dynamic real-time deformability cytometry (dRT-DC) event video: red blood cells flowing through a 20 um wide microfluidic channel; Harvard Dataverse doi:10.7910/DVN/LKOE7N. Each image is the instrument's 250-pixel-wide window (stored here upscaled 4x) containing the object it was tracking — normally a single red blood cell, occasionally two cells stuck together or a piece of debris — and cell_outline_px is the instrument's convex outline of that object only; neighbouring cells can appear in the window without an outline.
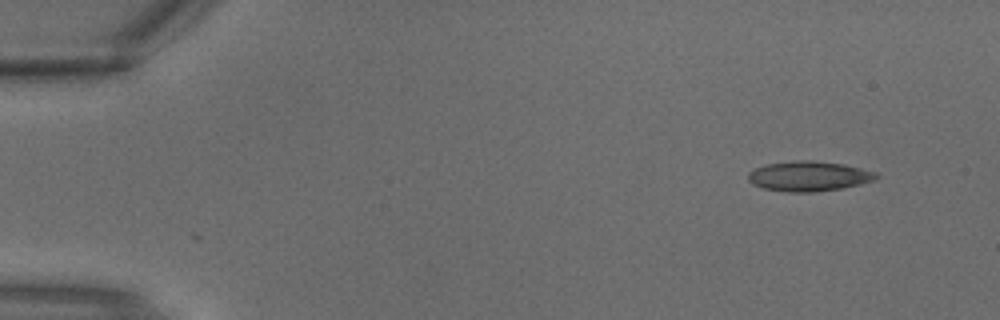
{"species": "common noctule bat (a hibernating species)", "species_latin": "Nyctalus noctula", "temperature_condition": "warm", "stored_images_in_passage": 2, "camera_frame_rate_fps": 3000, "um_per_image_px": 0.085, "animal": {"sex": "male", "body_mass_g": 18.8}, "frame": {"image": 1, "passage_image": 1, "time_ms": 0.0, "image_size_px": [1000, 320], "cell_outline_px": [[880, 176], [876, 180], [860, 184], [840, 188], [812, 192], [788, 192], [764, 188], [752, 184], [748, 180], [748, 172], [764, 164], [796, 160], [812, 160], [844, 164], [876, 172]], "centroid_in_image_um": [68.75, 14.96], "position_along_channel_um": 16.3, "area_um2": 22.43}}
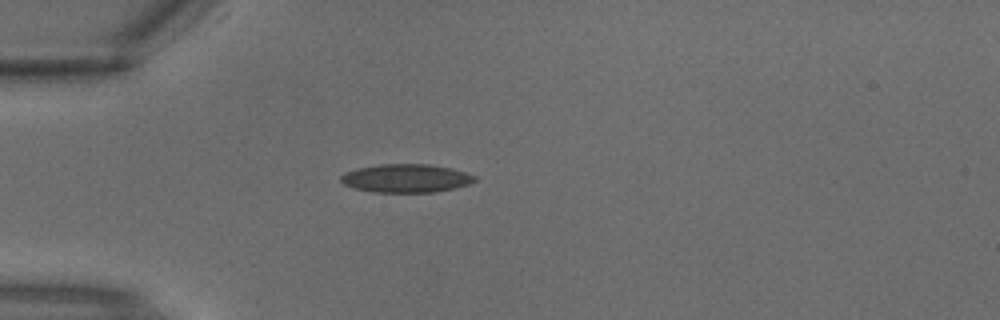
{"frame": {"image": 2, "passage_image": 2, "time_ms": 0.333, "image_size_px": [1000, 320], "cell_outline_px": [[476, 180], [468, 184], [436, 192], [372, 192], [356, 188], [344, 184], [340, 180], [340, 176], [344, 172], [356, 168], [380, 164], [428, 164], [452, 168], [476, 176]], "centroid_in_image_um": [34.49, 15.14], "position_along_channel_um": 50.5, "area_um2": 22.08}}